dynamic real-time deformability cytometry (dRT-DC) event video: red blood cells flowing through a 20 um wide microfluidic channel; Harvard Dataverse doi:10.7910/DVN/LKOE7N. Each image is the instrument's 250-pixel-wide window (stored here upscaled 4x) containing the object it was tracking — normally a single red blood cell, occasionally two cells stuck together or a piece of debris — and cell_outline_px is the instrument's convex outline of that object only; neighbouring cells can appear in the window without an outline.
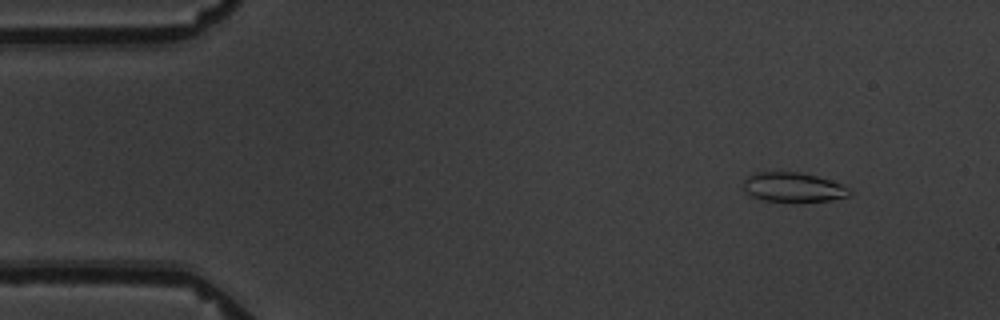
{"species": "common noctule bat (a hibernating species)", "species_latin": "Nyctalus noctula", "temperature_condition": "warm", "stored_images_in_passage": 5, "camera_frame_rate_fps": 3000, "um_per_image_px": 0.085, "animal": {"sex": "male", "body_mass_g": 19.5, "forearm_length_mm": 54.6}, "frame": {"image": 1, "passage_image": 2, "time_ms": 1.667, "image_size_px": [1000, 320], "cell_outline_px": [[852, 192], [848, 196], [832, 200], [796, 204], [764, 200], [752, 196], [744, 188], [744, 180], [752, 172], [800, 172], [832, 180], [848, 188]], "centroid_in_image_um": [67.44, 15.95], "position_along_channel_um": 17.6, "area_um2": 18.73}}
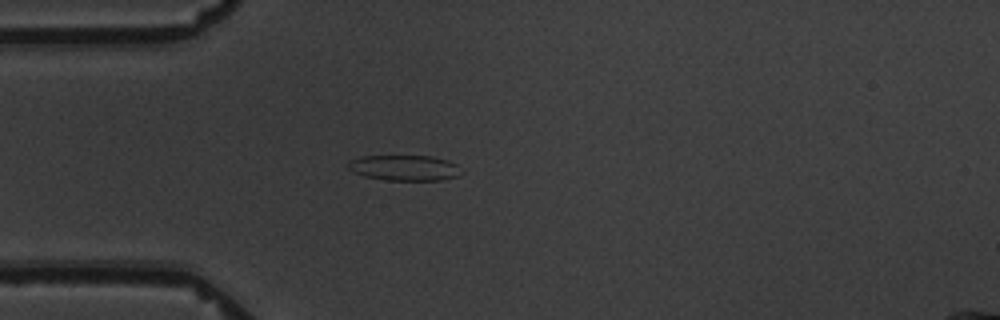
{"frame": {"image": 2, "passage_image": 4, "time_ms": 5.0, "image_size_px": [1000, 320], "cell_outline_px": [[464, 172], [456, 176], [440, 180], [388, 180], [364, 176], [352, 172], [348, 168], [348, 164], [352, 160], [360, 156], [432, 156], [448, 160], [456, 164]], "centroid_in_image_um": [34.4, 14.26], "position_along_channel_um": 50.6, "area_um2": 16.82}}